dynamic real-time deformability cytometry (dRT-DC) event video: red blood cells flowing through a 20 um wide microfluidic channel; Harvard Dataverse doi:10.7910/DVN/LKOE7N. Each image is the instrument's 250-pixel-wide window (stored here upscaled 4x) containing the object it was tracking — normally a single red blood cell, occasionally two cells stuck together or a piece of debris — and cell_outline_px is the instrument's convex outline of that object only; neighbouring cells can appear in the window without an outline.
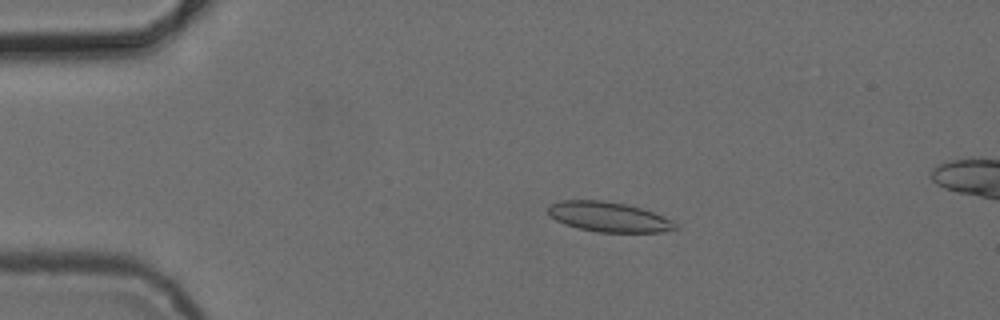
{"species": "common noctule bat (a hibernating species)", "species_latin": "Nyctalus noctula", "temperature_condition": "cold", "stored_images_in_passage": 6, "camera_frame_rate_fps": 3000, "um_per_image_px": 0.085, "animal": {"sex": "female", "body_mass_g": 24.6, "forearm_length_mm": 56.2}, "frame": {"image": 1, "passage_image": 3, "time_ms": 2.667, "image_size_px": [1000, 320], "cell_outline_px": [[680, 228], [664, 232], [596, 232], [576, 228], [564, 224], [548, 216], [548, 204], [560, 200], [604, 200], [624, 204], [640, 208], [664, 216], [672, 220]], "centroid_in_image_um": [51.71, 18.44], "position_along_channel_um": 33.3, "area_um2": 22.43}}
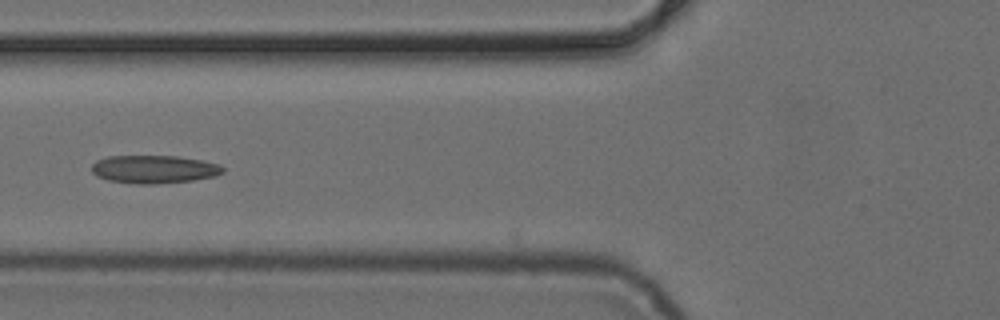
{"frame": {"image": 2, "passage_image": 6, "time_ms": 6.0, "image_size_px": [1000, 320], "cell_outline_px": [[224, 172], [216, 176], [192, 180], [156, 184], [136, 184], [108, 180], [96, 176], [92, 172], [92, 164], [96, 160], [108, 156], [176, 156], [204, 160], [220, 164], [224, 168]], "centroid_in_image_um": [13.11, 14.38], "position_along_channel_um": 112.7, "area_um2": 21.62}}